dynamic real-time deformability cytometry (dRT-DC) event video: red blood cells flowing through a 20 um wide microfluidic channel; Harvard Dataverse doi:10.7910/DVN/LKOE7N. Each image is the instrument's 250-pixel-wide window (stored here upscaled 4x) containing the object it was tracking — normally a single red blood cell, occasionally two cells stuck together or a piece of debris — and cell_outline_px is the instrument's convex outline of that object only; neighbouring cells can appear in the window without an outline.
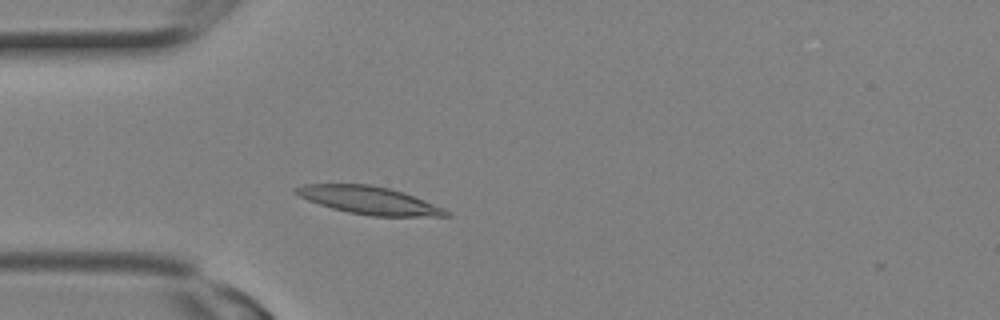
{"species": "Egyptian fruit bat (a non-hibernating species)", "species_latin": "Rousettus aegyptiacus", "temperature_condition": "room temperature", "stored_images_in_passage": 2, "camera_frame_rate_fps": 3000, "um_per_image_px": 0.085, "animal": {"sex": "female"}, "frame": {"image": 1, "passage_image": 2, "time_ms": 0.333, "image_size_px": [1000, 320], "cell_outline_px": [[452, 216], [372, 216], [348, 212], [332, 208], [308, 200], [292, 192], [292, 188], [304, 184], [372, 184], [404, 192], [444, 208], [452, 212]], "centroid_in_image_um": [31.38, 17.02], "position_along_channel_um": 53.6, "area_um2": 24.33}}